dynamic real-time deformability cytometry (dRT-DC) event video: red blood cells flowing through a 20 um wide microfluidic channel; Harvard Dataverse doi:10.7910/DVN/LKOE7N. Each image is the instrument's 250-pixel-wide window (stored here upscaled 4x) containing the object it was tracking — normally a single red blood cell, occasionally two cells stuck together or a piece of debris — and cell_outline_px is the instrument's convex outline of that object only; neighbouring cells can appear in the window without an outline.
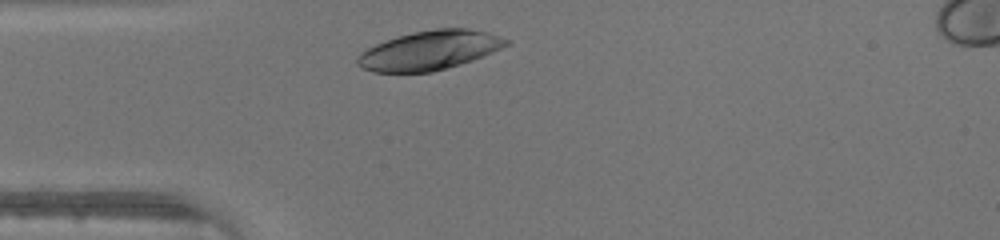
{"species": "human", "species_latin": "Homo sapiens", "temperature_condition": "warm", "stored_images_in_passage": 26, "camera_frame_rate_fps": 3000, "um_per_image_px": 0.085, "donor": {"sex": "male"}, "frame": {"image": 1, "passage_image": 2, "time_ms": 0.333, "image_size_px": [1000, 240], "cell_outline_px": [[512, 40], [508, 44], [492, 52], [472, 60], [460, 64], [432, 72], [372, 72], [360, 68], [356, 64], [356, 56], [360, 52], [376, 44], [396, 36], [412, 32], [436, 28], [468, 28], [488, 32]], "centroid_in_image_um": [36.48, 4.27], "position_along_channel_um": 48.5, "area_um2": 34.1}}
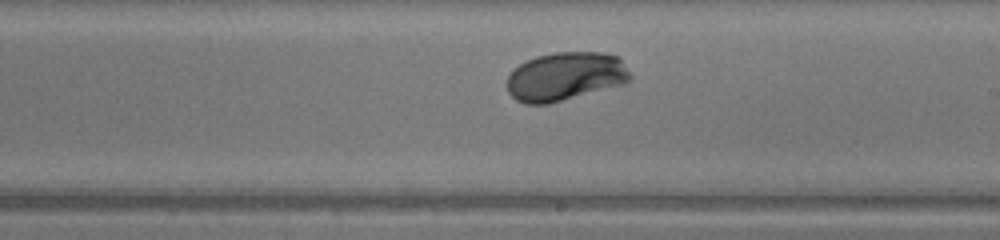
{"frame": {"image": 2, "passage_image": 16, "time_ms": 5.0, "image_size_px": [1000, 240], "cell_outline_px": [[632, 76], [624, 84], [548, 104], [524, 104], [516, 100], [508, 92], [508, 76], [512, 68], [536, 56], [556, 52], [600, 52], [620, 56]], "centroid_in_image_um": [48.06, 6.49], "position_along_channel_um": 240.9, "area_um2": 35.03}}
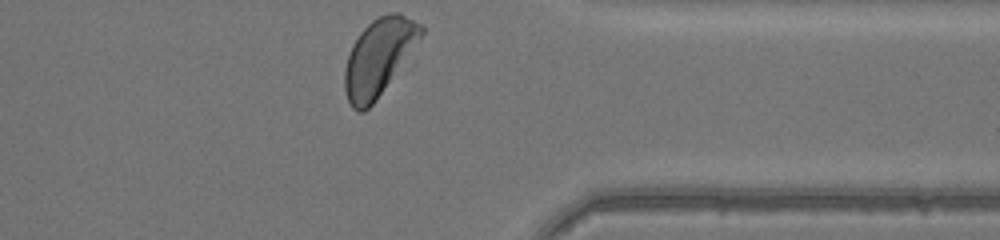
{"frame": {"image": 3, "passage_image": 26, "time_ms": 8.333, "image_size_px": [1000, 240], "cell_outline_px": [[424, 32], [376, 100], [364, 112], [356, 112], [352, 108], [348, 100], [344, 88], [344, 68], [352, 44], [360, 32], [372, 20], [388, 12], [400, 12], [420, 24], [424, 28]], "centroid_in_image_um": [32.15, 4.85], "position_along_channel_um": 379.3, "area_um2": 33.52}}